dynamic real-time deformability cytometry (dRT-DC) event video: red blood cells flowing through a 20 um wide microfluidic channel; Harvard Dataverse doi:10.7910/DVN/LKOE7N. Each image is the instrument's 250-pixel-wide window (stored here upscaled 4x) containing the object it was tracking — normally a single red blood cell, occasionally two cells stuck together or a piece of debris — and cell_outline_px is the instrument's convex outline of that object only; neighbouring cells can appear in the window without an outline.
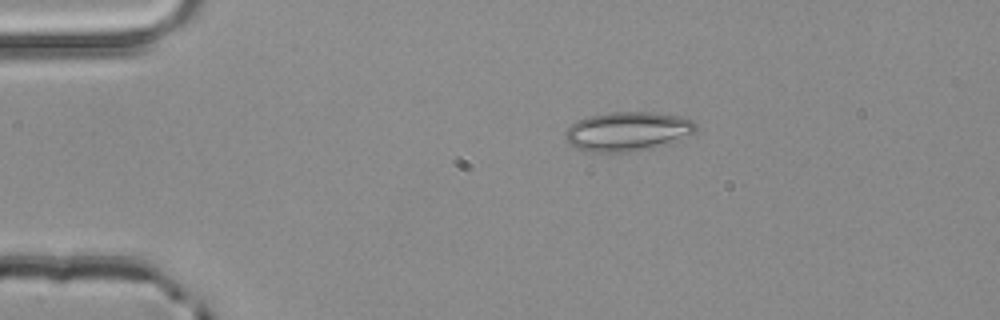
{"species": "common noctule bat (a hibernating species)", "species_latin": "Nyctalus noctula", "temperature_condition": "room temperature", "stored_images_in_passage": 2, "camera_frame_rate_fps": 3000, "um_per_image_px": 0.085, "animal": {"sex": "male", "body_mass_g": 20.4}, "frame": {"image": 1, "passage_image": 1, "time_ms": 0.0, "image_size_px": [1000, 320], "cell_outline_px": [[696, 128], [688, 136], [668, 144], [636, 152], [592, 152], [576, 148], [568, 144], [564, 140], [564, 132], [572, 124], [580, 120], [592, 116], [608, 112], [652, 112], [676, 116], [692, 120], [696, 124]], "centroid_in_image_um": [53.32, 11.19], "position_along_channel_um": 31.7, "area_um2": 29.88}}